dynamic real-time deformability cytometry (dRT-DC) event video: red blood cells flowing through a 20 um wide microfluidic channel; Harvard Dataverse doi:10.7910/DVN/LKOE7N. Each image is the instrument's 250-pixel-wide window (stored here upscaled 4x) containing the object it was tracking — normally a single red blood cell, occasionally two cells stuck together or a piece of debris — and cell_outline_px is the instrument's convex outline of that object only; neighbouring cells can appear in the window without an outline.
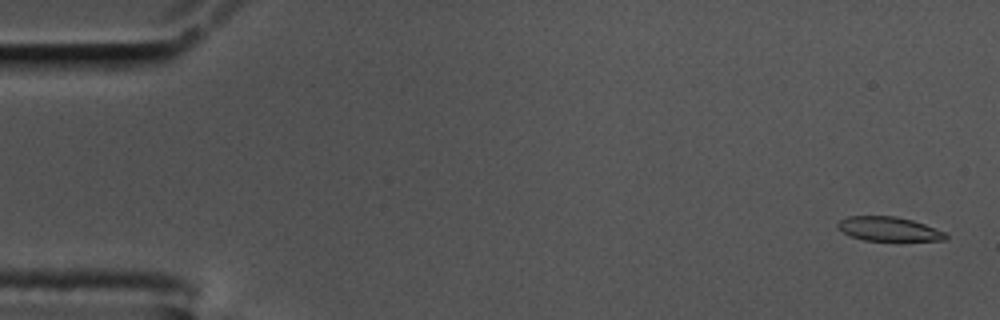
{"species": "common noctule bat (a hibernating species)", "species_latin": "Nyctalus noctula", "temperature_condition": "cold", "stored_images_in_passage": 58, "camera_frame_rate_fps": 3000, "um_per_image_px": 0.085, "animal": {"sex": "male", "body_mass_g": 17.5, "forearm_length_mm": 52.3}, "frame": {"image": 1, "passage_image": 2, "time_ms": 0.333, "image_size_px": [1000, 320], "cell_outline_px": [[948, 236], [944, 240], [864, 240], [852, 236], [836, 228], [836, 224], [840, 220], [848, 216], [896, 216], [912, 220], [924, 224], [944, 232]], "centroid_in_image_um": [75.5, 19.45], "position_along_channel_um": 9.5, "area_um2": 14.97}}
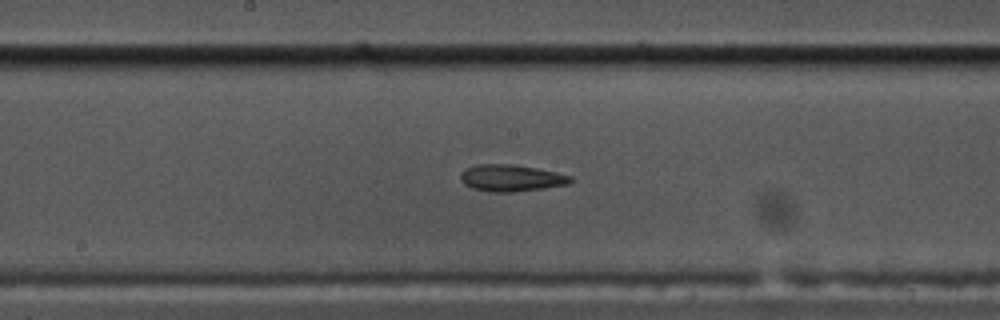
{"frame": {"image": 2, "passage_image": 30, "time_ms": 9.667, "image_size_px": [1000, 320], "cell_outline_px": [[572, 180], [568, 184], [544, 188], [512, 192], [492, 192], [472, 188], [464, 184], [460, 180], [460, 172], [476, 164], [516, 164], [556, 172], [572, 176]], "centroid_in_image_um": [43.43, 15.12], "position_along_channel_um": 204.8, "area_um2": 17.17}}
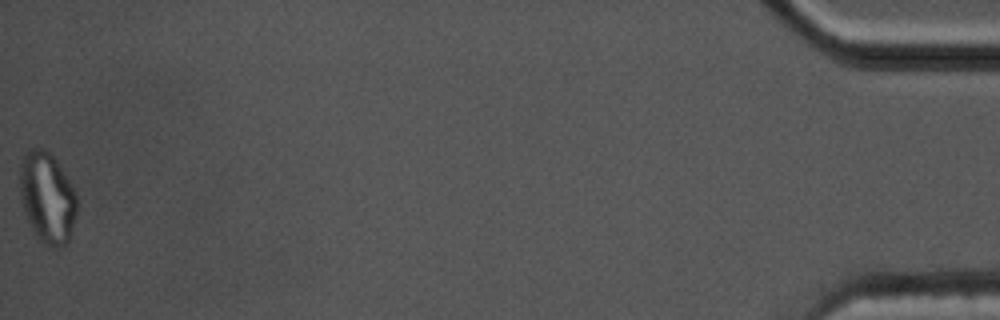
{"frame": {"image": 3, "passage_image": 58, "time_ms": 19.0, "image_size_px": [1000, 320], "cell_outline_px": [[76, 216], [68, 244], [56, 248], [52, 248], [44, 244], [36, 236], [24, 212], [20, 200], [20, 164], [24, 156], [32, 148], [44, 148], [52, 152], [76, 192]], "centroid_in_image_um": [4.02, 16.8], "position_along_channel_um": 431.2, "area_um2": 30.52}, "authors_computed_cell_mechanics": {"area_um2": 16.9354, "velocity_mm_per_s": 3.4845, "shape_relaxation_time_tau1_ms": null, "shape_relaxation_time_tau2_ms": 2.8051, "deformation_change_tau1": null, "deformation_change_tau2": 0.1036}}